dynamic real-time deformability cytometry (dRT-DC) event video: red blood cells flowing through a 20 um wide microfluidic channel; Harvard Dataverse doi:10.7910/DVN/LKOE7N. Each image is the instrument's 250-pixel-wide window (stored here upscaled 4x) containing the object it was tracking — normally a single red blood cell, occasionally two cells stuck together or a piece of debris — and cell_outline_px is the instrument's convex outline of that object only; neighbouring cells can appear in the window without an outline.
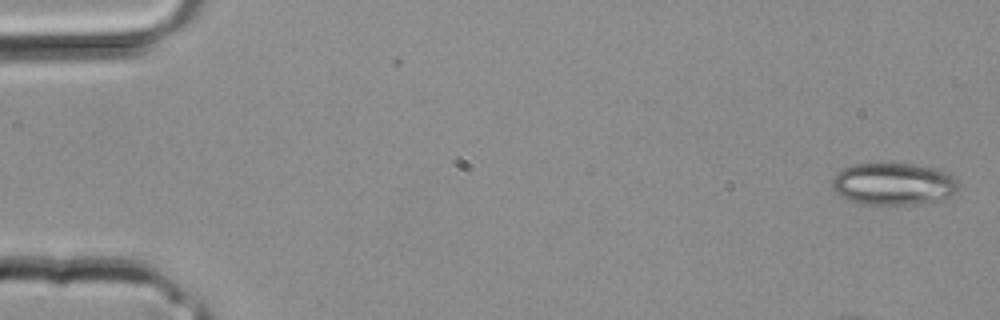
{"species": "common noctule bat (a hibernating species)", "species_latin": "Nyctalus noctula", "temperature_condition": "room temperature", "stored_images_in_passage": 4, "camera_frame_rate_fps": 3000, "um_per_image_px": 0.085, "animal": {"sex": "male", "body_mass_g": 20.4}, "frame": {"image": 1, "passage_image": 4, "time_ms": 1.0, "image_size_px": [1000, 320], "cell_outline_px": [[960, 184], [956, 192], [940, 200], [916, 204], [864, 204], [848, 200], [840, 196], [832, 188], [832, 180], [836, 172], [852, 164], [912, 164], [936, 168], [948, 172]], "centroid_in_image_um": [75.94, 15.63], "position_along_channel_um": 9.1, "area_um2": 31.1}}